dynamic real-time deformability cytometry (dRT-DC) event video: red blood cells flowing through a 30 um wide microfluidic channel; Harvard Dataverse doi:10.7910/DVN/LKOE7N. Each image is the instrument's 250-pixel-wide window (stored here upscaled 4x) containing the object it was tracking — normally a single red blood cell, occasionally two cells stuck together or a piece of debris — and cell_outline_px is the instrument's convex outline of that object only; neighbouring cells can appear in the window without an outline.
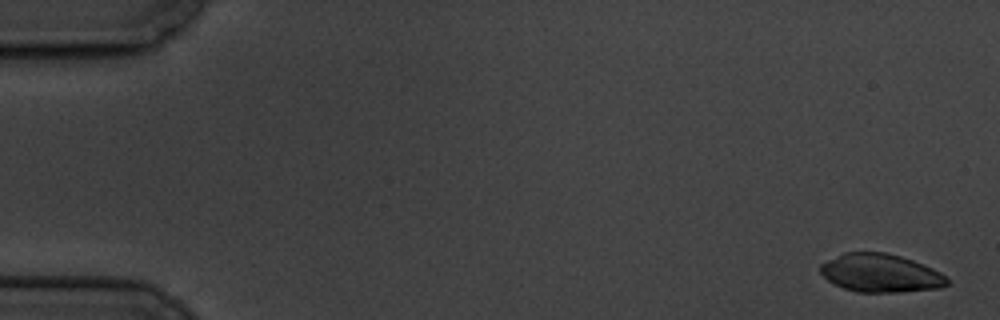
{"species": "common noctule bat (a hibernating species)", "species_latin": "Nyctalus noctula", "temperature_condition": "cold", "stored_images_in_passage": 6, "camera_frame_rate_fps": 3000, "um_per_image_px": 0.085, "animal": {"sex": "male", "body_mass_g": 19.5, "forearm_length_mm": 54.6}, "frame": {"image": 1, "passage_image": 1, "time_ms": 0.0, "image_size_px": [1000, 320], "cell_outline_px": [[948, 284], [940, 288], [900, 292], [856, 292], [844, 288], [828, 280], [820, 272], [820, 264], [844, 252], [884, 252], [900, 256], [912, 260], [932, 268], [940, 272], [948, 280]], "centroid_in_image_um": [74.84, 23.21], "position_along_channel_um": 10.2, "area_um2": 28.09}}
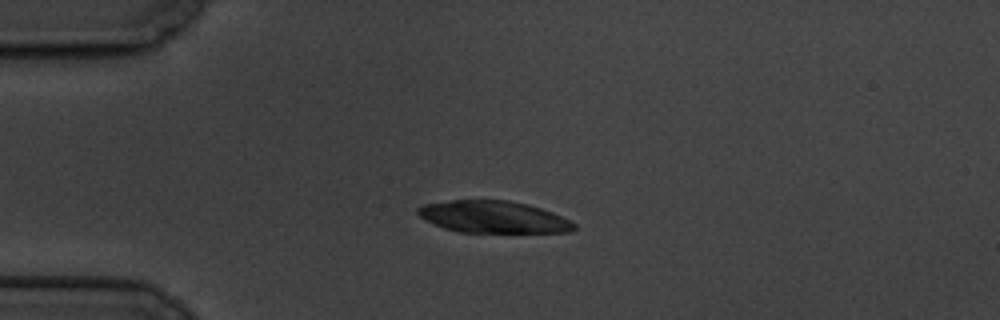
{"frame": {"image": 2, "passage_image": 4, "time_ms": 4.333, "image_size_px": [1000, 320], "cell_outline_px": [[576, 228], [572, 232], [460, 232], [444, 228], [432, 224], [424, 220], [416, 212], [416, 208], [424, 204], [452, 200], [508, 200], [528, 204], [552, 212], [576, 224]], "centroid_in_image_um": [41.9, 18.44], "position_along_channel_um": 43.1, "area_um2": 29.13}}